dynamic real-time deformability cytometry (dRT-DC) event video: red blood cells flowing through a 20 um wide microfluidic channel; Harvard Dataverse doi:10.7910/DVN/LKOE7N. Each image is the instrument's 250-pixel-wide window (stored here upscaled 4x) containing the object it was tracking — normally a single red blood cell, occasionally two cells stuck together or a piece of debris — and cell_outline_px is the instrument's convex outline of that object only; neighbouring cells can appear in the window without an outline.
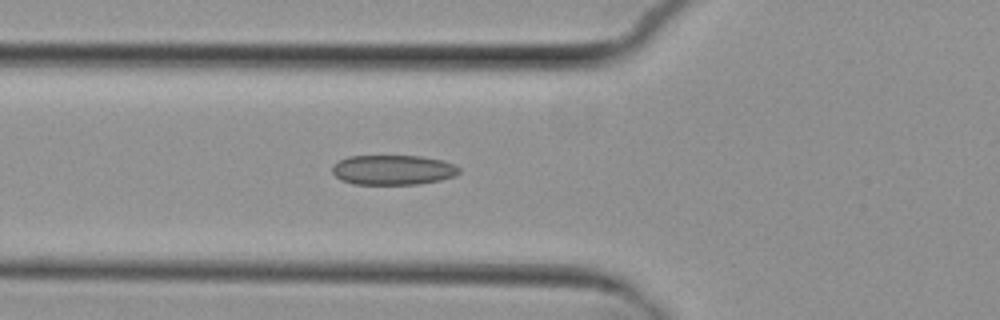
{"species": "common noctule bat (a hibernating species)", "species_latin": "Nyctalus noctula", "temperature_condition": "cold", "stored_images_in_passage": 4, "camera_frame_rate_fps": 3000, "um_per_image_px": 0.085, "animal": {"sex": "female", "body_mass_g": 29.2, "forearm_length_mm": 56.3}, "frame": {"image": 1, "passage_image": 4, "time_ms": 4.333, "image_size_px": [1000, 320], "cell_outline_px": [[460, 172], [456, 176], [440, 180], [420, 184], [352, 184], [340, 180], [332, 172], [332, 164], [348, 156], [420, 156], [444, 160], [460, 168]], "centroid_in_image_um": [33.4, 14.44], "position_along_channel_um": 92.4, "area_um2": 22.25}}